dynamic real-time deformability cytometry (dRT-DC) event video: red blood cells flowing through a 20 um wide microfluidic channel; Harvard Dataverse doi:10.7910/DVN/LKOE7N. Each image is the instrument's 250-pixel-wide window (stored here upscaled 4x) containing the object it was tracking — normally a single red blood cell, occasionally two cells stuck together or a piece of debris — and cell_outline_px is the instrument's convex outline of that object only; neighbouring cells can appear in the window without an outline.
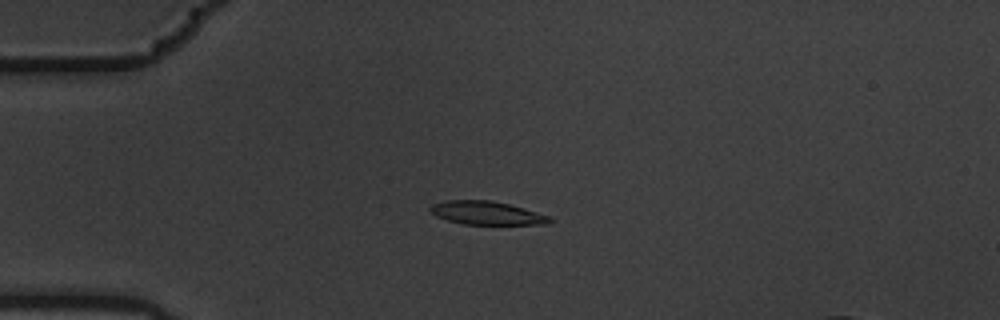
{"species": "common noctule bat (a hibernating species)", "species_latin": "Nyctalus noctula", "temperature_condition": "warm", "stored_images_in_passage": 5, "camera_frame_rate_fps": 3000, "um_per_image_px": 0.085, "animal": {"sex": "male", "body_mass_g": 19.5, "forearm_length_mm": 54.6}, "frame": {"image": 1, "passage_image": 5, "time_ms": 1.333, "image_size_px": [1000, 320], "cell_outline_px": [[556, 220], [548, 224], [464, 224], [448, 220], [436, 216], [428, 208], [432, 204], [444, 200], [488, 200], [508, 204], [536, 212], [548, 216]], "centroid_in_image_um": [41.36, 18.1], "position_along_channel_um": 43.6, "area_um2": 16.13}}